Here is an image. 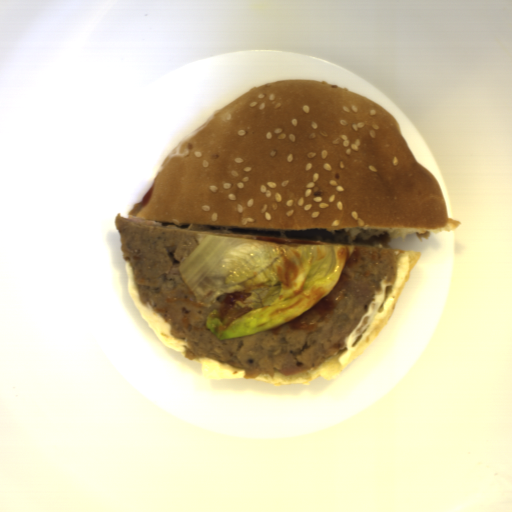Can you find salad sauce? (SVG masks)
<instances>
[{
  "label": "salad sauce",
  "instance_id": "obj_1",
  "mask_svg": "<svg viewBox=\"0 0 512 512\" xmlns=\"http://www.w3.org/2000/svg\"><path fill=\"white\" fill-rule=\"evenodd\" d=\"M411 270V258L407 255L397 259L396 278L392 282L379 281L380 290L375 295L365 313L353 330L344 337L346 351L337 359L345 364L356 349L368 337L373 328L379 324L392 309L394 298Z\"/></svg>",
  "mask_w": 512,
  "mask_h": 512
}]
</instances>
